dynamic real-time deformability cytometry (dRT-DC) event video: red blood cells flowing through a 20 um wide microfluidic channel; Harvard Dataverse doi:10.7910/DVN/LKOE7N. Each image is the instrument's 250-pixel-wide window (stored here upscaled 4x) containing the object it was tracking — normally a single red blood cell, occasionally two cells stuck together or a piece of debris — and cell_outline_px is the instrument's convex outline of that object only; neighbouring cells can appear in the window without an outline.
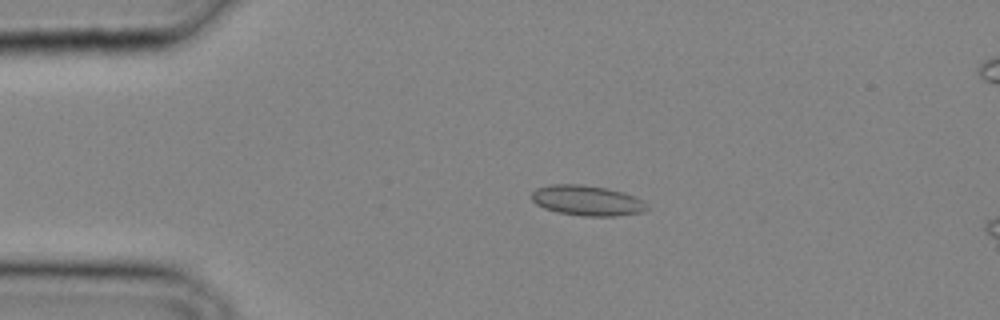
{"species": "common noctule bat (a hibernating species)", "species_latin": "Nyctalus noctula", "temperature_condition": "cold", "stored_images_in_passage": 8, "camera_frame_rate_fps": 3000, "um_per_image_px": 0.085, "animal": {"sex": "male", "body_mass_g": 20.4}, "frame": {"image": 1, "passage_image": 2, "time_ms": 0.333, "image_size_px": [1000, 320], "cell_outline_px": [[648, 208], [644, 212], [616, 216], [580, 216], [556, 212], [544, 208], [536, 204], [532, 200], [532, 192], [536, 188], [548, 184], [584, 184], [608, 188], [624, 192], [644, 200]], "centroid_in_image_um": [49.9, 17.04], "position_along_channel_um": 35.1, "area_um2": 20.69}}
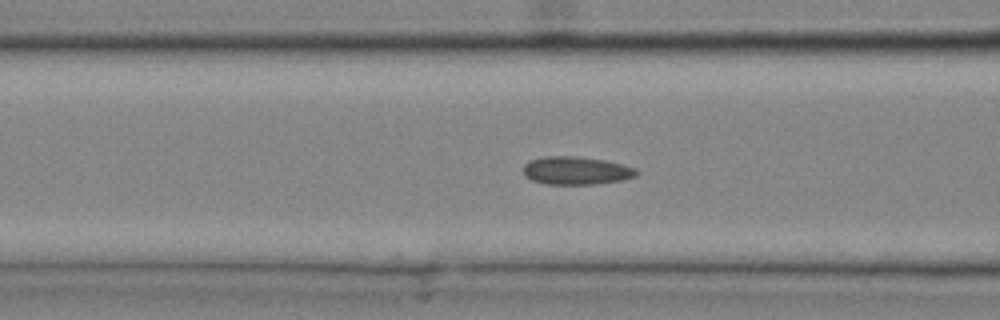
{"frame": {"image": 2, "passage_image": 8, "time_ms": 2.333, "image_size_px": [1000, 320], "cell_outline_px": [[640, 172], [636, 176], [620, 180], [596, 184], [544, 184], [532, 180], [524, 176], [524, 164], [528, 160], [544, 156], [576, 156], [604, 160], [636, 168]], "centroid_in_image_um": [48.95, 14.5], "position_along_channel_um": 117.7, "area_um2": 18.55}}